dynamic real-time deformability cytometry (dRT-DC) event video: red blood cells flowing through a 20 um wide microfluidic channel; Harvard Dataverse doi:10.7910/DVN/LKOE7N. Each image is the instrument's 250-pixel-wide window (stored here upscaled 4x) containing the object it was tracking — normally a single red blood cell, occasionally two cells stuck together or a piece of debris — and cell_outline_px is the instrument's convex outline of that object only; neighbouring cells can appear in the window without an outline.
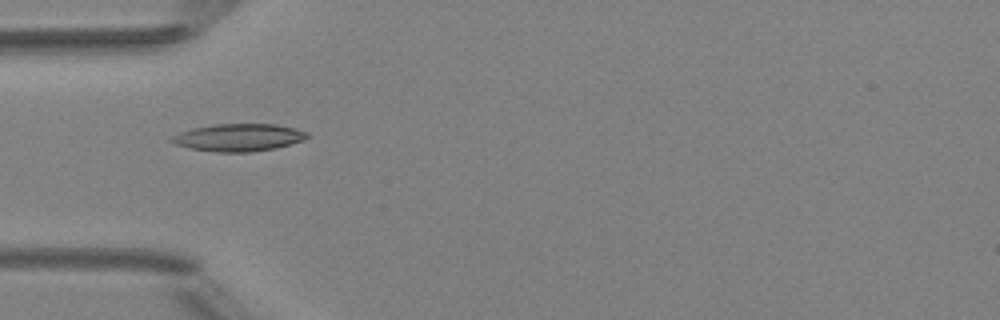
{"species": "Egyptian fruit bat (a non-hibernating species)", "species_latin": "Rousettus aegyptiacus", "temperature_condition": "room temperature", "stored_images_in_passage": 8, "camera_frame_rate_fps": 3000, "um_per_image_px": 0.085, "animal": {"sex": "female"}, "frame": {"image": 1, "passage_image": 4, "time_ms": 3.667, "image_size_px": [1000, 320], "cell_outline_px": [[308, 136], [304, 140], [276, 148], [248, 152], [216, 152], [192, 148], [176, 144], [168, 140], [172, 136], [180, 132], [192, 128], [216, 124], [276, 124], [296, 128], [308, 132]], "centroid_in_image_um": [20.3, 11.68], "position_along_channel_um": 64.7, "area_um2": 21.62}}
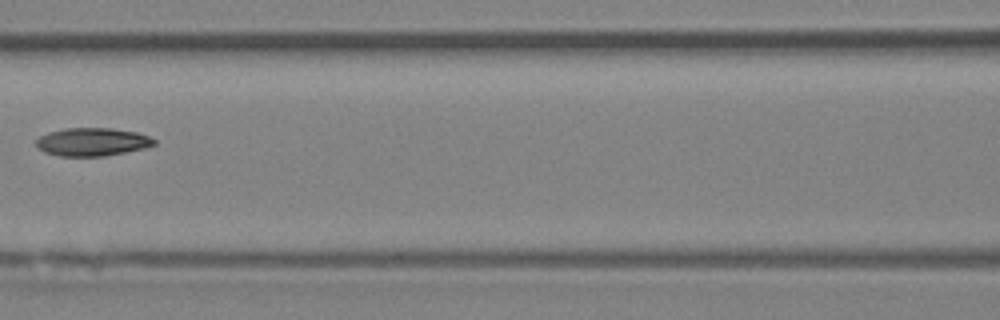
{"frame": {"image": 2, "passage_image": 6, "time_ms": 6.0, "image_size_px": [1000, 320], "cell_outline_px": [[156, 144], [144, 148], [104, 156], [60, 156], [44, 152], [36, 144], [36, 140], [40, 136], [48, 132], [64, 128], [112, 128], [136, 132], [148, 136], [156, 140]], "centroid_in_image_um": [7.84, 12.05], "position_along_channel_um": 158.8, "area_um2": 19.25}}
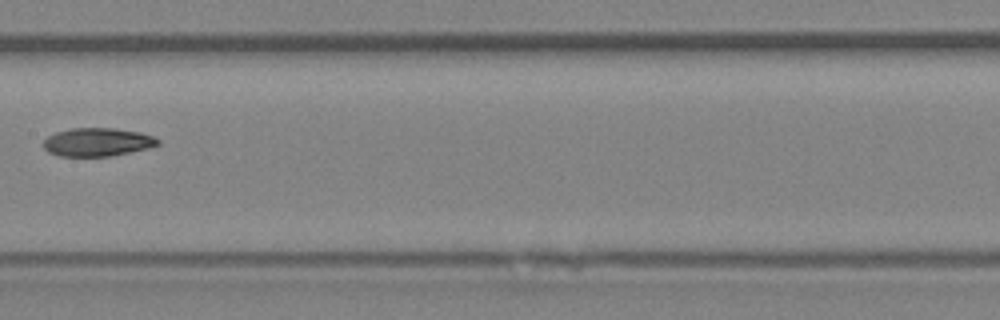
{"frame": {"image": 3, "passage_image": 7, "time_ms": 7.0, "image_size_px": [1000, 320], "cell_outline_px": [[160, 144], [148, 148], [108, 156], [60, 156], [48, 152], [44, 148], [44, 140], [48, 136], [56, 132], [72, 128], [112, 128], [140, 132], [152, 136], [160, 140]], "centroid_in_image_um": [8.27, 12.07], "position_along_channel_um": 199.1, "area_um2": 18.73}}